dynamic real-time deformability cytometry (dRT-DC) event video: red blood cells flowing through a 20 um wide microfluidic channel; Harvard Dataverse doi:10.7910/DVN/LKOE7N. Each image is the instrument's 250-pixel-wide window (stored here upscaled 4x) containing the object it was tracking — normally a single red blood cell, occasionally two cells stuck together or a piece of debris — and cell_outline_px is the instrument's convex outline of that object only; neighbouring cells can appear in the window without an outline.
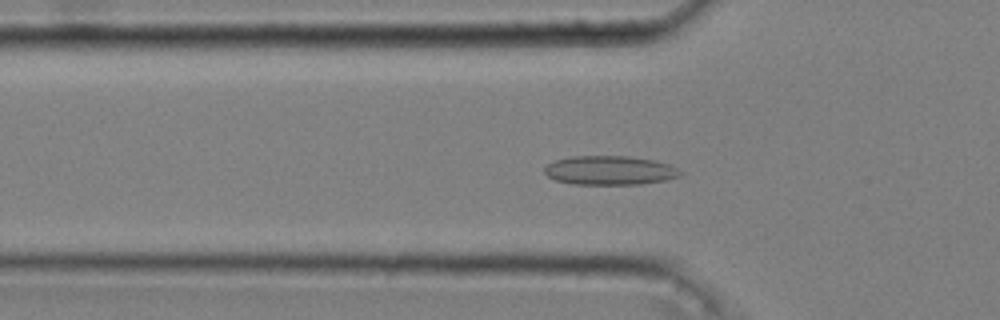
{"species": "common noctule bat (a hibernating species)", "species_latin": "Nyctalus noctula", "temperature_condition": "cold", "stored_images_in_passage": 39, "camera_frame_rate_fps": 3000, "um_per_image_px": 0.085, "animal": {"sex": "male", "body_mass_g": 20.4}, "frame": {"image": 1, "passage_image": 7, "time_ms": 2.0, "image_size_px": [1000, 320], "cell_outline_px": [[684, 172], [680, 176], [668, 180], [640, 184], [572, 184], [556, 180], [548, 176], [544, 172], [544, 168], [548, 164], [556, 160], [572, 156], [628, 156], [656, 160], [668, 164]], "centroid_in_image_um": [51.87, 14.48], "position_along_channel_um": 73.9, "area_um2": 23.06}}
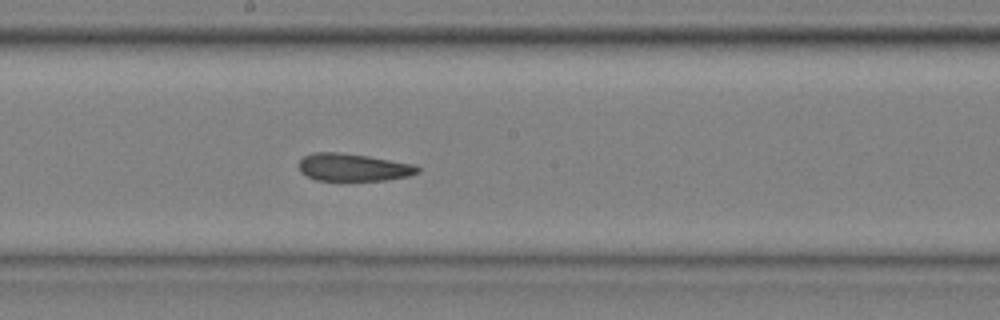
{"frame": {"image": 2, "passage_image": 19, "time_ms": 6.0, "image_size_px": [1000, 320], "cell_outline_px": [[420, 172], [408, 176], [384, 180], [316, 180], [300, 172], [300, 160], [304, 156], [312, 152], [336, 152], [368, 156], [416, 164], [420, 168]], "centroid_in_image_um": [30.05, 14.22], "position_along_channel_um": 218.1, "area_um2": 19.02}}
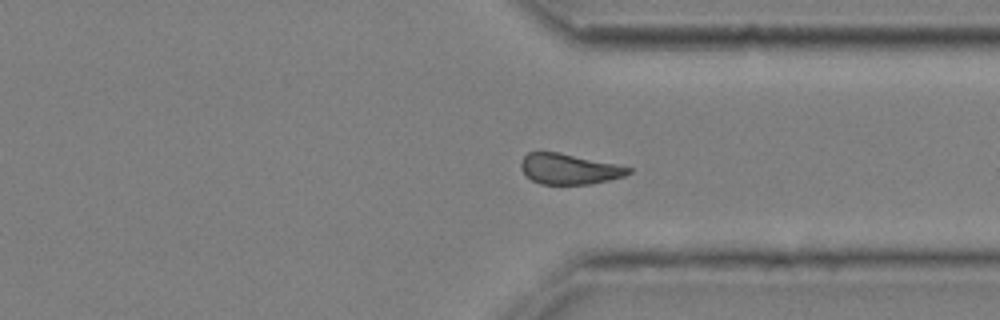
{"frame": {"image": 3, "passage_image": 31, "time_ms": 10.0, "image_size_px": [1000, 320], "cell_outline_px": [[632, 172], [624, 176], [592, 184], [540, 184], [532, 180], [520, 168], [520, 164], [524, 156], [528, 152], [560, 152], [616, 164], [632, 168]], "centroid_in_image_um": [48.38, 14.36], "position_along_channel_um": 363.0, "area_um2": 19.07}, "authors_computed_cell_mechanics": {"area_um2": 20.0566, "velocity_mm_per_s": 3.6046, "shape_relaxation_time_tau1_ms": null, "shape_relaxation_time_tau2_ms": 3.4027, "deformation_change_tau1": null, "deformation_change_tau2": 0.099}}